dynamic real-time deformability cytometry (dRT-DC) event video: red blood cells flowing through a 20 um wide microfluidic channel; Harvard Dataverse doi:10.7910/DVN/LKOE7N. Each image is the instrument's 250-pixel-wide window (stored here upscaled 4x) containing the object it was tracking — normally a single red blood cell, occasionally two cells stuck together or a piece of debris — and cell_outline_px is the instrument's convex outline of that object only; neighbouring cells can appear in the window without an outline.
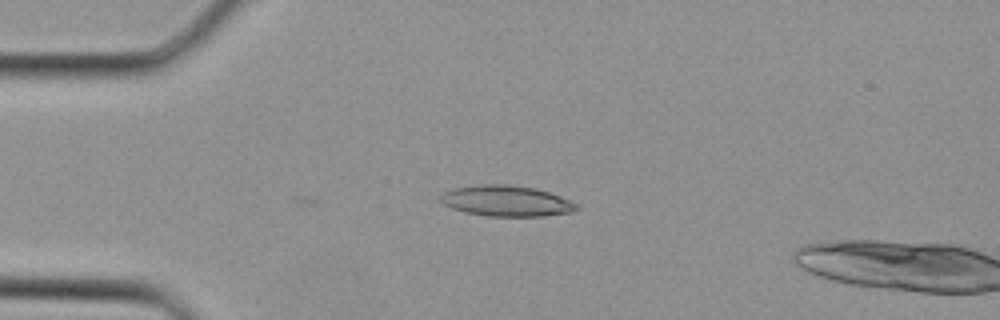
{"species": "Egyptian fruit bat (a non-hibernating species)", "species_latin": "Rousettus aegyptiacus", "temperature_condition": "cold", "stored_images_in_passage": 4, "camera_frame_rate_fps": 3000, "um_per_image_px": 0.085, "animal": {"sex": "female"}, "frame": {"image": 1, "passage_image": 4, "time_ms": 1.0, "image_size_px": [1000, 320], "cell_outline_px": [[580, 208], [572, 212], [544, 216], [488, 216], [464, 212], [452, 208], [444, 204], [440, 200], [440, 196], [444, 192], [456, 188], [484, 184], [504, 184], [536, 188], [560, 196], [580, 204]], "centroid_in_image_um": [43.09, 17.09], "position_along_channel_um": 41.9, "area_um2": 24.39}}